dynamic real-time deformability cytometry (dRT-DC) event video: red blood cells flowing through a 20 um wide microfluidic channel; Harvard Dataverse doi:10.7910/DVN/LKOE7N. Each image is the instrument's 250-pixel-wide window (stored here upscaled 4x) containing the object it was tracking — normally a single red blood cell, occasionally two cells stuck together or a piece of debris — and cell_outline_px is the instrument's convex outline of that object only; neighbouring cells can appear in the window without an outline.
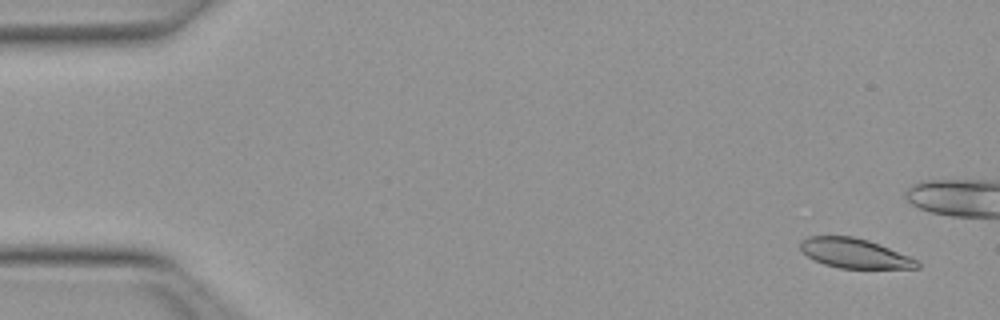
{"species": "Egyptian fruit bat (a non-hibernating species)", "species_latin": "Rousettus aegyptiacus", "temperature_condition": "warm", "stored_images_in_passage": 14, "camera_frame_rate_fps": 3000, "um_per_image_px": 0.085, "animal": {"sex": "female"}, "frame": {"image": 1, "passage_image": 3, "time_ms": 0.667, "image_size_px": [1000, 320], "cell_outline_px": [[920, 268], [840, 268], [824, 264], [808, 256], [800, 248], [800, 240], [808, 236], [852, 236], [868, 240], [880, 244], [920, 260]], "centroid_in_image_um": [72.67, 21.52], "position_along_channel_um": 12.3, "area_um2": 20.17}}